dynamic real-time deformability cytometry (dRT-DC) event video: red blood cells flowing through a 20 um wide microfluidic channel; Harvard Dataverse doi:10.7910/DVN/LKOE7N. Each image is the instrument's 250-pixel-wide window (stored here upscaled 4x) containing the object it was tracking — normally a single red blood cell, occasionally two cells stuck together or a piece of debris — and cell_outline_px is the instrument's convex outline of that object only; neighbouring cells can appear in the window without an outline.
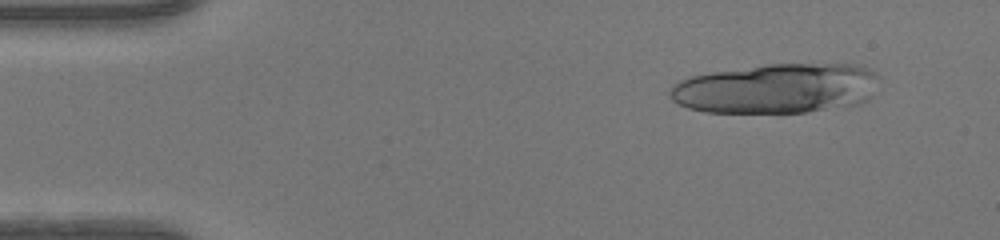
{"species": "human", "species_latin": "Homo sapiens", "temperature_condition": "warm", "stored_images_in_passage": 16, "camera_frame_rate_fps": 3000, "um_per_image_px": 0.085, "donor": {"sex": "female"}, "frame": {"image": 1, "passage_image": 4, "time_ms": 1.0, "image_size_px": [1000, 240], "cell_outline_px": [[880, 92], [868, 100], [860, 104], [808, 112], [704, 112], [688, 108], [672, 100], [668, 96], [668, 92], [672, 84], [680, 80], [692, 76], [712, 72], [764, 64], [864, 64], [876, 72], [880, 76]], "centroid_in_image_um": [66.12, 7.51], "position_along_channel_um": 18.9, "area_um2": 61.96}}